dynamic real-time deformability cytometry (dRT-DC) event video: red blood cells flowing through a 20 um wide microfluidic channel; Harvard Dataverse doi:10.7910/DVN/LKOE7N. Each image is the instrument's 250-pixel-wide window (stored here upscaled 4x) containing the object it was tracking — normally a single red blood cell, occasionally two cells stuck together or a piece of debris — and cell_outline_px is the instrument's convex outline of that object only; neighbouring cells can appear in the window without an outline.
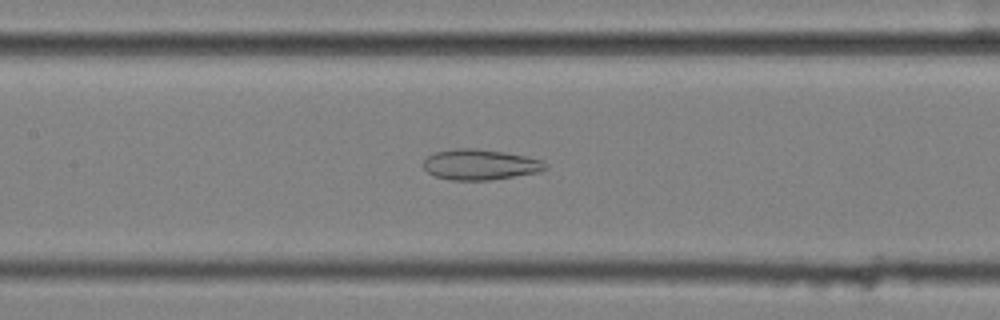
{"species": "common noctule bat (a hibernating species)", "species_latin": "Nyctalus noctula", "temperature_condition": "cold", "stored_images_in_passage": 57, "camera_frame_rate_fps": 3000, "um_per_image_px": 0.085, "animal": {"sex": "female", "body_mass_g": 25.1}, "frame": {"image": 1, "passage_image": 27, "time_ms": 8.667, "image_size_px": [1000, 320], "cell_outline_px": [[548, 168], [540, 172], [488, 180], [452, 180], [436, 176], [428, 172], [424, 168], [424, 160], [428, 156], [436, 152], [456, 148], [472, 148], [504, 152], [544, 160], [548, 164]], "centroid_in_image_um": [40.85, 13.99], "position_along_channel_um": 166.5, "area_um2": 21.62}}
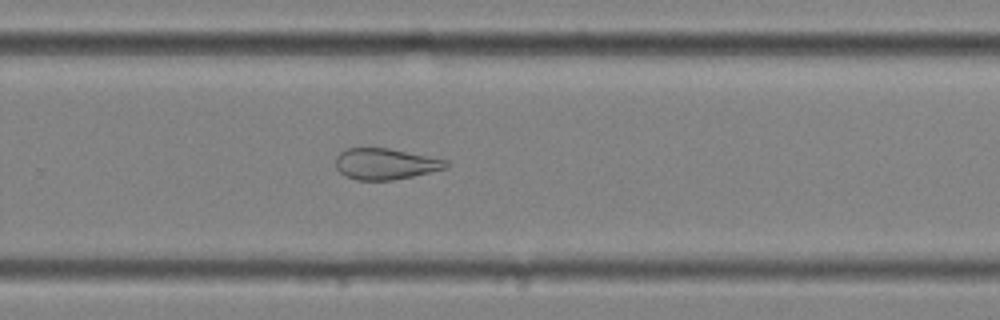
{"frame": {"image": 2, "passage_image": 38, "time_ms": 12.333, "image_size_px": [1000, 320], "cell_outline_px": [[448, 168], [412, 176], [392, 180], [356, 180], [344, 176], [336, 168], [336, 156], [340, 152], [348, 148], [388, 148], [448, 160]], "centroid_in_image_um": [32.74, 13.93], "position_along_channel_um": 297.1, "area_um2": 20.0}}
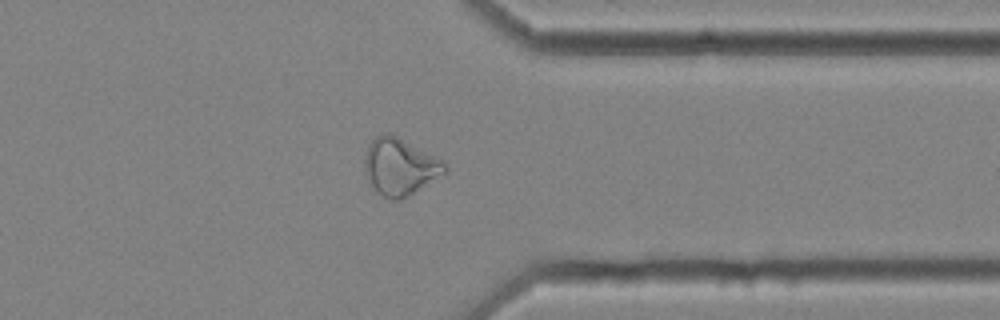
{"frame": {"image": 3, "passage_image": 45, "time_ms": 14.667, "image_size_px": [1000, 320], "cell_outline_px": [[448, 172], [408, 196], [400, 200], [392, 200], [376, 192], [372, 188], [364, 172], [364, 156], [368, 144], [376, 136], [384, 132], [388, 132], [444, 160], [448, 164]], "centroid_in_image_um": [33.99, 14.17], "position_along_channel_um": 377.4, "area_um2": 26.99}, "authors_computed_cell_mechanics": {"area_um2": 28.4376, "velocity_mm_per_s": 3.5681, "shape_relaxation_time_tau1_ms": null, "shape_relaxation_time_tau2_ms": 3.2321, "deformation_change_tau1": null, "deformation_change_tau2": 0.1232}}